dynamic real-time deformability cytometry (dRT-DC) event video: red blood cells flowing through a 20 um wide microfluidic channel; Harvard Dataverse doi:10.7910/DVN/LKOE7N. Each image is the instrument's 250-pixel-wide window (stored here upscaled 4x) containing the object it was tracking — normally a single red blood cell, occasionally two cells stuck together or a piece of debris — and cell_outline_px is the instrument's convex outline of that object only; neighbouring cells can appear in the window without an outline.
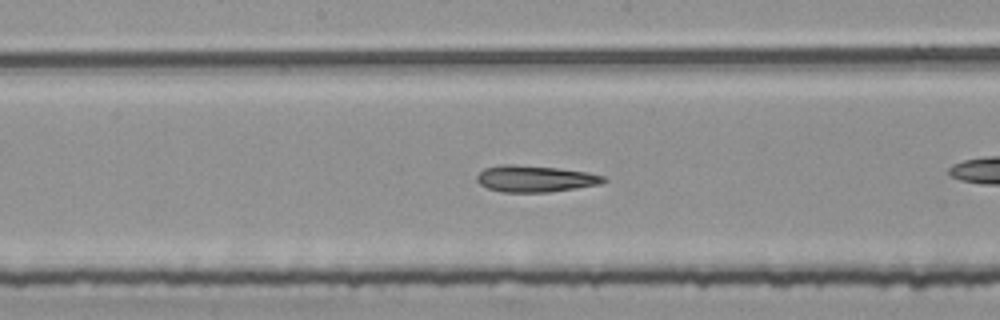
{"species": "common noctule bat (a hibernating species)", "species_latin": "Nyctalus noctula", "temperature_condition": "room temperature", "stored_images_in_passage": 26, "camera_frame_rate_fps": 3000, "um_per_image_px": 0.085, "animal": {"sex": "female", "body_mass_g": 25.1}, "frame": {"image": 1, "passage_image": 12, "time_ms": 3.667, "image_size_px": [1000, 320], "cell_outline_px": [[608, 180], [600, 184], [576, 188], [548, 192], [500, 192], [488, 188], [480, 184], [476, 180], [476, 176], [484, 168], [504, 164], [512, 164], [560, 168], [588, 172], [604, 176]], "centroid_in_image_um": [45.49, 15.19], "position_along_channel_um": 202.7, "area_um2": 19.65}}
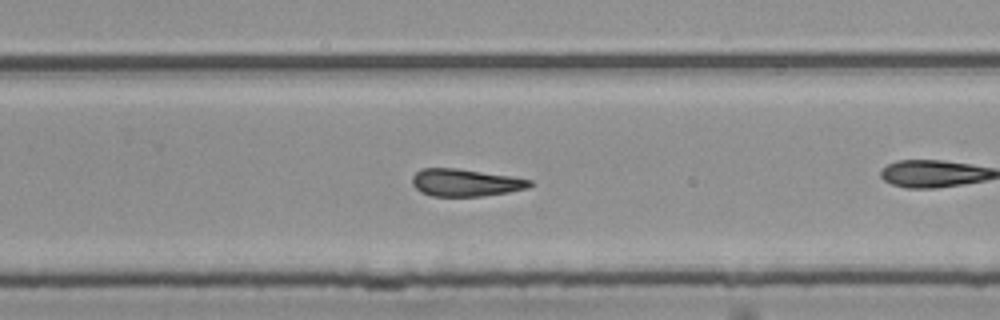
{"frame": {"image": 2, "passage_image": 19, "time_ms": 6.0, "image_size_px": [1000, 320], "cell_outline_px": [[532, 184], [528, 188], [508, 192], [484, 196], [432, 196], [420, 192], [412, 184], [412, 176], [420, 168], [456, 168], [512, 176], [532, 180]], "centroid_in_image_um": [39.55, 15.52], "position_along_channel_um": 290.3, "area_um2": 18.84}}
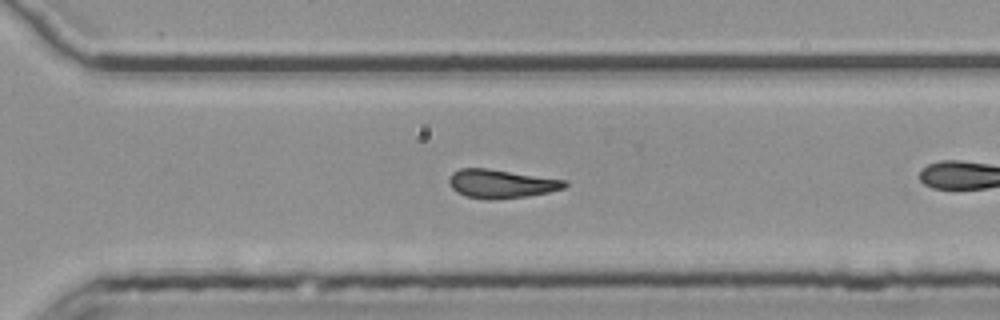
{"frame": {"image": 3, "passage_image": 22, "time_ms": 7.0, "image_size_px": [1000, 320], "cell_outline_px": [[568, 184], [564, 188], [548, 192], [524, 196], [492, 200], [488, 200], [464, 196], [456, 192], [452, 188], [448, 180], [452, 172], [460, 168], [488, 168], [568, 180]], "centroid_in_image_um": [42.58, 15.61], "position_along_channel_um": 328.0, "area_um2": 19.42}}